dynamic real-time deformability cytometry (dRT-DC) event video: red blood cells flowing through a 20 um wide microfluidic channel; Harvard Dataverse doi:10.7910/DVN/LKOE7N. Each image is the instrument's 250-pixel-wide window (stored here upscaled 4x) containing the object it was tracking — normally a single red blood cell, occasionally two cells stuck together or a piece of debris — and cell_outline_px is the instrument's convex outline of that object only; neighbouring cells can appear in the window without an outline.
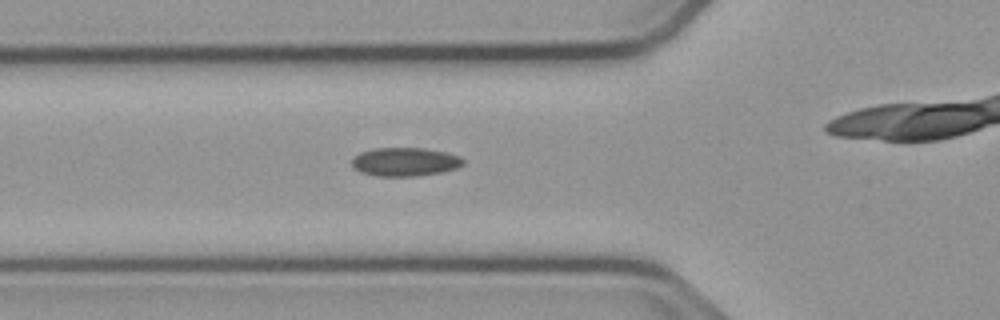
{"species": "common noctule bat (a hibernating species)", "species_latin": "Nyctalus noctula", "temperature_condition": "cold", "stored_images_in_passage": 9, "camera_frame_rate_fps": 3000, "um_per_image_px": 0.085, "animal": {"sex": "male", "body_mass_g": 23.1, "forearm_length_mm": 52.7}, "frame": {"image": 1, "passage_image": 2, "time_ms": 0.333, "image_size_px": [1000, 320], "cell_outline_px": [[464, 164], [456, 168], [440, 172], [416, 176], [376, 176], [360, 172], [352, 168], [352, 160], [360, 152], [376, 148], [424, 148], [444, 152], [460, 156], [464, 160]], "centroid_in_image_um": [34.4, 13.76], "position_along_channel_um": 91.4, "area_um2": 18.5}}
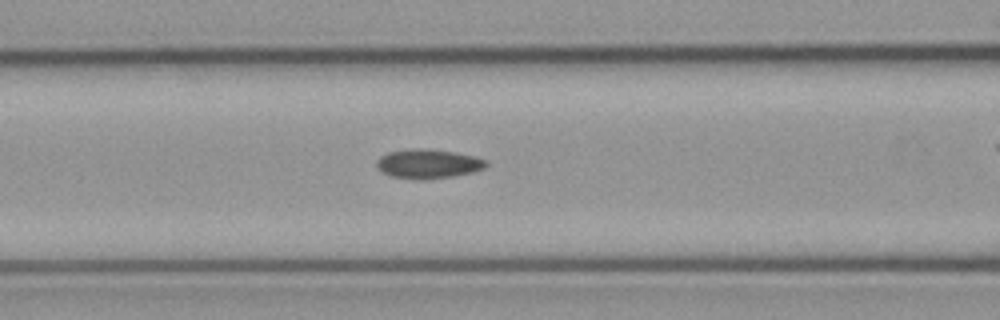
{"frame": {"image": 2, "passage_image": 5, "time_ms": 1.333, "image_size_px": [1000, 320], "cell_outline_px": [[488, 164], [484, 168], [472, 172], [452, 176], [424, 180], [420, 180], [392, 176], [380, 172], [376, 168], [376, 160], [380, 156], [388, 152], [412, 148], [452, 152], [472, 156], [484, 160]], "centroid_in_image_um": [36.31, 13.94], "position_along_channel_um": 130.3, "area_um2": 18.44}}